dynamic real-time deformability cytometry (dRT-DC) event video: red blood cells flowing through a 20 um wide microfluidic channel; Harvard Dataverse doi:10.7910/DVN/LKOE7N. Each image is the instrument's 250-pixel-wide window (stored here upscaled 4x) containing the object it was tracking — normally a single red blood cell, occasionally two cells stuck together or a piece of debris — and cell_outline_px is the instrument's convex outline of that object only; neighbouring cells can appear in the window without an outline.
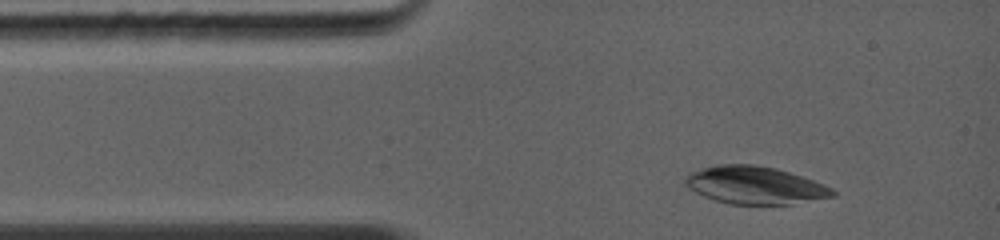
{"species": "common noctule bat (a hibernating species)", "species_latin": "Nyctalus noctula", "temperature_condition": "warm", "stored_images_in_passage": 5, "camera_frame_rate_fps": 5000, "um_per_image_px": 0.085, "animal": {"sex": "female", "body_mass_g": 19.0, "forearm_length_mm": 56.7}, "frame": {"image": 1, "passage_image": 3, "time_ms": 0.8, "image_size_px": [1000, 240], "cell_outline_px": [[836, 196], [792, 204], [732, 204], [716, 200], [704, 196], [688, 188], [684, 184], [684, 176], [688, 172], [716, 164], [756, 164], [776, 168], [812, 180], [832, 188], [836, 192]], "centroid_in_image_um": [64.13, 15.73], "position_along_channel_um": 20.9, "area_um2": 32.37}}